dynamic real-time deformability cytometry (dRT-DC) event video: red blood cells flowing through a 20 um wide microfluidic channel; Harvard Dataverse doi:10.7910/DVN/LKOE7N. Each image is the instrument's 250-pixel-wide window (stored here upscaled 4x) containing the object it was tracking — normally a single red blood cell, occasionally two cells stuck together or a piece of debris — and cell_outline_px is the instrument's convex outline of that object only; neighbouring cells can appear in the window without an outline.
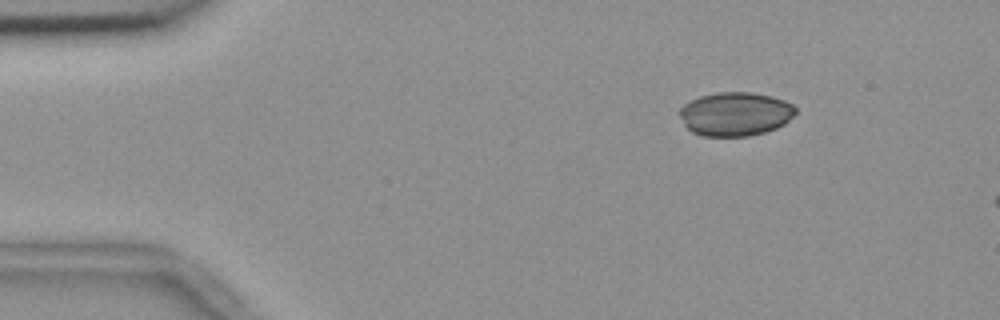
{"species": "common noctule bat (a hibernating species)", "species_latin": "Nyctalus noctula", "temperature_condition": "room temperature", "stored_images_in_passage": 49, "camera_frame_rate_fps": 3000, "um_per_image_px": 0.085, "animal": {"sex": "female", "body_mass_g": 18.4}, "frame": {"image": 1, "passage_image": 1, "time_ms": 0.0, "image_size_px": [1000, 320], "cell_outline_px": [[796, 112], [784, 124], [776, 128], [764, 132], [748, 136], [700, 136], [692, 132], [684, 124], [680, 116], [680, 108], [684, 104], [700, 96], [716, 92], [752, 92], [772, 96], [784, 100], [792, 104], [796, 108]], "centroid_in_image_um": [62.5, 9.68], "position_along_channel_um": 22.5, "area_um2": 29.59}}
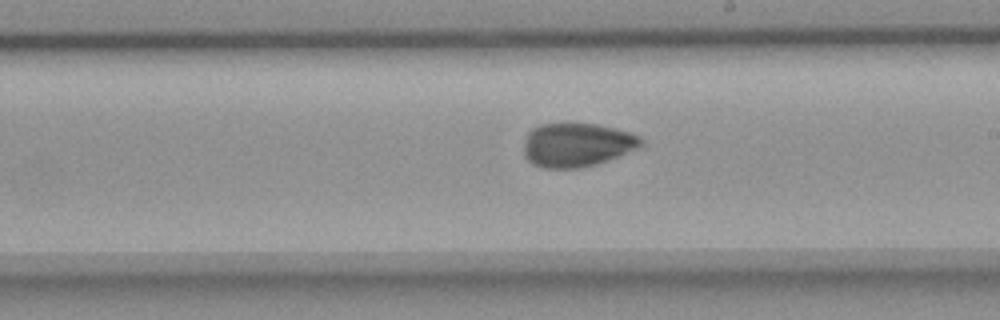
{"frame": {"image": 2, "passage_image": 25, "time_ms": 8.0, "image_size_px": [1000, 320], "cell_outline_px": [[644, 144], [636, 148], [596, 164], [576, 168], [544, 168], [532, 164], [524, 156], [524, 144], [528, 132], [532, 128], [540, 124], [564, 120], [572, 120], [596, 124], [628, 132], [640, 136], [644, 140]], "centroid_in_image_um": [48.97, 12.26], "position_along_channel_um": 240.0, "area_um2": 30.52}}
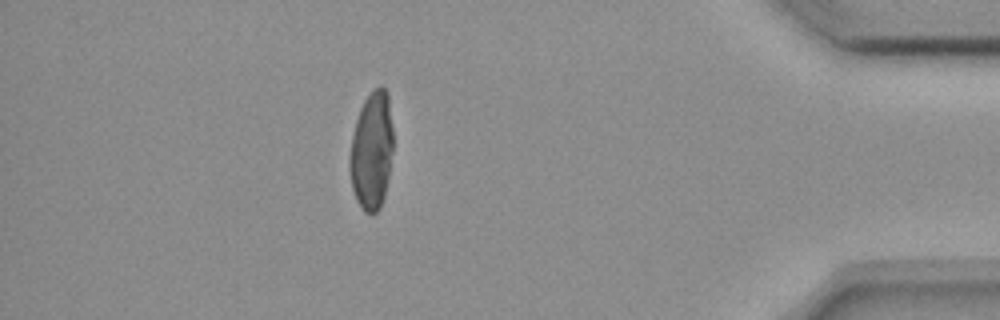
{"frame": {"image": 3, "passage_image": 42, "time_ms": 13.667, "image_size_px": [1000, 320], "cell_outline_px": [[392, 152], [388, 176], [384, 196], [380, 208], [372, 216], [364, 212], [360, 208], [356, 200], [352, 188], [348, 168], [348, 156], [352, 136], [356, 120], [360, 108], [364, 100], [372, 88], [380, 84], [388, 92], [392, 128]], "centroid_in_image_um": [31.57, 12.81], "position_along_channel_um": 403.6, "area_um2": 30.4}}